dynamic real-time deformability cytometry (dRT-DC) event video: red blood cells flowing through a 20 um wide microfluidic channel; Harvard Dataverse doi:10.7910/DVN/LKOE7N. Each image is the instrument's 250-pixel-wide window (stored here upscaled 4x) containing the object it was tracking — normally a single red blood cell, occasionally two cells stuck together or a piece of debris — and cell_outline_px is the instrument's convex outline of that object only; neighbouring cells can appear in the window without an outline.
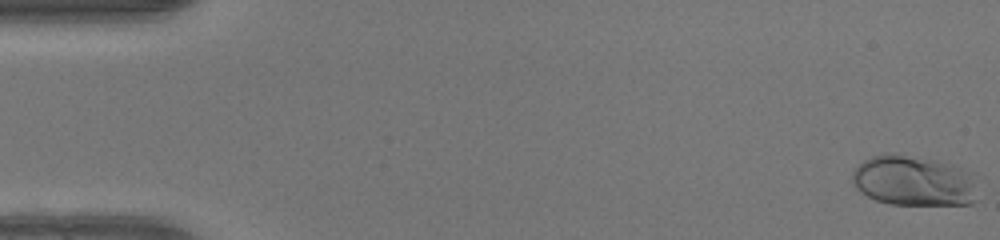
{"species": "human", "species_latin": "Homo sapiens", "temperature_condition": "warm", "stored_images_in_passage": 50, "camera_frame_rate_fps": 3000, "um_per_image_px": 0.085, "donor": {"sex": "female"}, "frame": {"image": 1, "passage_image": 1, "time_ms": 0.0, "image_size_px": [1000, 240], "cell_outline_px": [[976, 200], [972, 204], [888, 204], [876, 200], [860, 192], [852, 184], [852, 172], [864, 160], [872, 156], [896, 152], [956, 168], [972, 184]], "centroid_in_image_um": [77.47, 15.4], "position_along_channel_um": 7.5, "area_um2": 35.2}}
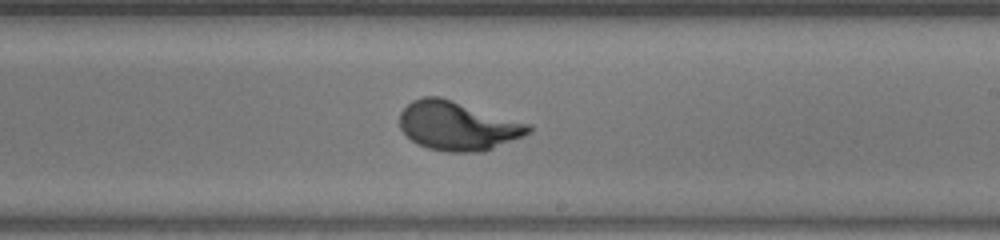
{"frame": {"image": 2, "passage_image": 30, "time_ms": 9.667, "image_size_px": [1000, 240], "cell_outline_px": [[532, 132], [524, 136], [484, 152], [444, 152], [428, 148], [416, 144], [400, 128], [400, 112], [412, 100], [424, 96], [440, 96], [532, 124]], "centroid_in_image_um": [38.94, 10.7], "position_along_channel_um": 250.1, "area_um2": 37.11}}
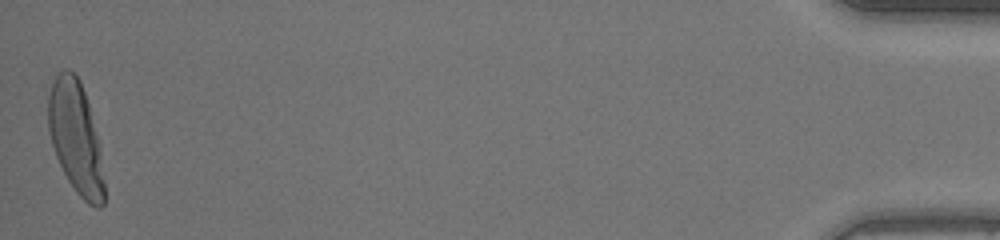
{"frame": {"image": 3, "passage_image": 50, "time_ms": 16.333, "image_size_px": [1000, 240], "cell_outline_px": [[104, 204], [100, 208], [96, 208], [88, 204], [76, 192], [68, 180], [56, 156], [52, 144], [48, 128], [48, 96], [52, 84], [56, 76], [64, 68], [68, 68], [80, 80], [88, 104], [100, 144], [104, 180]], "centroid_in_image_um": [6.45, 11.72], "position_along_channel_um": 428.8, "area_um2": 36.41}, "authors_computed_cell_mechanics": {"area_um2": 34.9112, "velocity_mm_per_s": 4.1593, "shape_relaxation_time_tau1_ms": 3.3446, "shape_relaxation_time_tau2_ms": null, "deformation_change_tau1": 0.2145, "deformation_change_tau2": null}}